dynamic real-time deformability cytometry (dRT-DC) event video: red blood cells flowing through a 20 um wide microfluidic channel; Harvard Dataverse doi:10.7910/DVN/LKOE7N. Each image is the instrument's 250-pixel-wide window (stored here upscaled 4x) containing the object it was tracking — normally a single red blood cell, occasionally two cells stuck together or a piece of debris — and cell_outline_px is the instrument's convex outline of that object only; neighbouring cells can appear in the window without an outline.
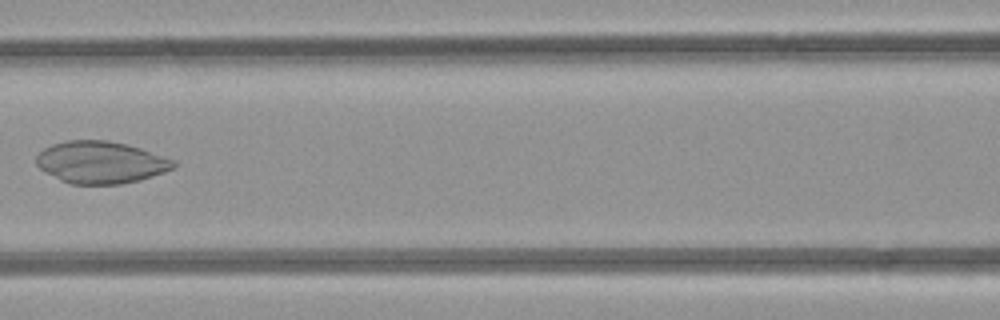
{"species": "common noctule bat (a hibernating species)", "species_latin": "Nyctalus noctula", "temperature_condition": "room temperature", "stored_images_in_passage": 5, "camera_frame_rate_fps": 3000, "um_per_image_px": 0.085, "animal": {"sex": "female", "body_mass_g": 21.9}, "frame": {"image": 1, "passage_image": 5, "time_ms": 4.333, "image_size_px": [1000, 320], "cell_outline_px": [[176, 168], [140, 180], [120, 184], [72, 184], [60, 180], [44, 172], [36, 164], [36, 156], [44, 148], [52, 144], [64, 140], [108, 140], [128, 144], [176, 160]], "centroid_in_image_um": [8.57, 13.79], "position_along_channel_um": 158.0, "area_um2": 33.93}}